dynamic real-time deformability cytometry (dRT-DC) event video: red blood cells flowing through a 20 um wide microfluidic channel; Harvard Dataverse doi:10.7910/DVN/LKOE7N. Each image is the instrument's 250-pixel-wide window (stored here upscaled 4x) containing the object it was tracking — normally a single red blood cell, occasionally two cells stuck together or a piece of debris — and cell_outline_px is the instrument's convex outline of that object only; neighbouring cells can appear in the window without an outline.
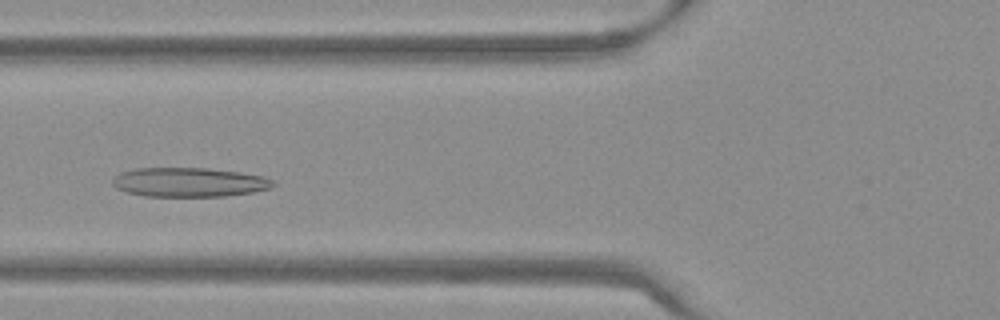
{"species": "Egyptian fruit bat (a non-hibernating species)", "species_latin": "Rousettus aegyptiacus", "temperature_condition": "warm", "stored_images_in_passage": 49, "camera_frame_rate_fps": 3000, "um_per_image_px": 0.085, "frame": {"image": 1, "passage_image": 16, "time_ms": 5.0, "image_size_px": [1000, 320], "cell_outline_px": [[276, 184], [272, 188], [252, 192], [224, 196], [144, 196], [128, 192], [116, 188], [112, 184], [112, 180], [120, 172], [136, 168], [208, 168], [240, 172], [264, 176], [272, 180]], "centroid_in_image_um": [16.09, 15.48], "position_along_channel_um": 109.7, "area_um2": 27.4}}
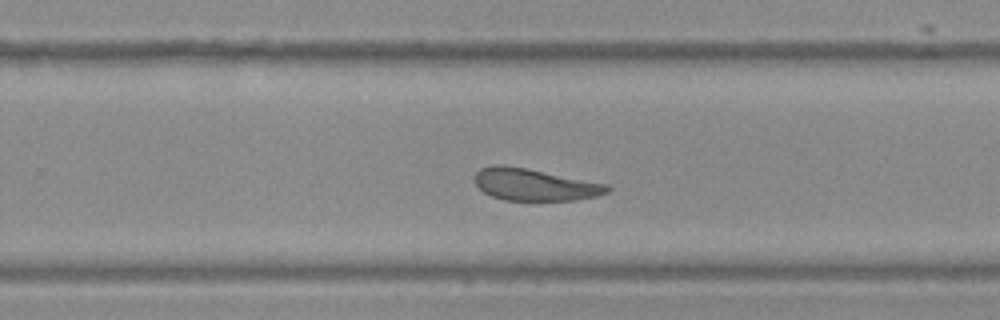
{"frame": {"image": 2, "passage_image": 30, "time_ms": 9.667, "image_size_px": [1000, 320], "cell_outline_px": [[612, 188], [608, 192], [596, 196], [576, 200], [504, 200], [492, 196], [484, 192], [476, 184], [476, 172], [480, 168], [492, 164], [504, 164], [528, 168], [608, 184]], "centroid_in_image_um": [45.45, 15.68], "position_along_channel_um": 284.3, "area_um2": 24.8}}
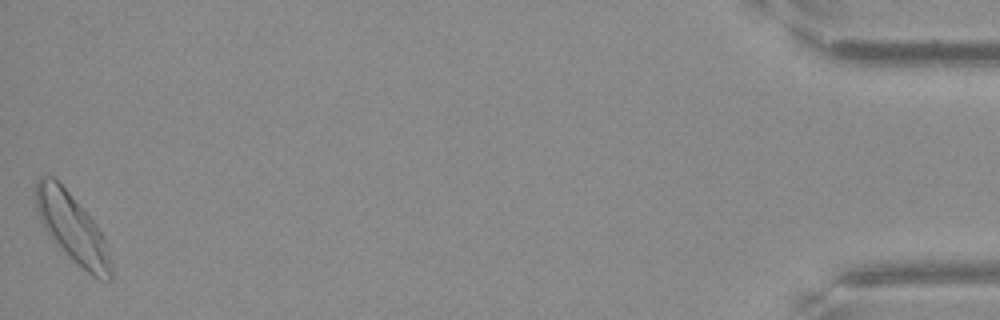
{"frame": {"image": 3, "passage_image": 49, "time_ms": 16.0, "image_size_px": [1000, 320], "cell_outline_px": [[112, 280], [100, 280], [92, 276], [76, 264], [52, 240], [40, 220], [36, 212], [36, 180], [40, 176], [52, 176], [68, 192], [96, 224], [104, 240], [112, 264]], "centroid_in_image_um": [6.13, 19.42], "position_along_channel_um": 429.1, "area_um2": 29.71}, "authors_computed_cell_mechanics": {"area_um2": 26.3568, "velocity_mm_per_s": 3.7475, "shape_relaxation_time_tau1_ms": null, "shape_relaxation_time_tau2_ms": 3.6991, "deformation_change_tau1": null, "deformation_change_tau2": 0.1316}}